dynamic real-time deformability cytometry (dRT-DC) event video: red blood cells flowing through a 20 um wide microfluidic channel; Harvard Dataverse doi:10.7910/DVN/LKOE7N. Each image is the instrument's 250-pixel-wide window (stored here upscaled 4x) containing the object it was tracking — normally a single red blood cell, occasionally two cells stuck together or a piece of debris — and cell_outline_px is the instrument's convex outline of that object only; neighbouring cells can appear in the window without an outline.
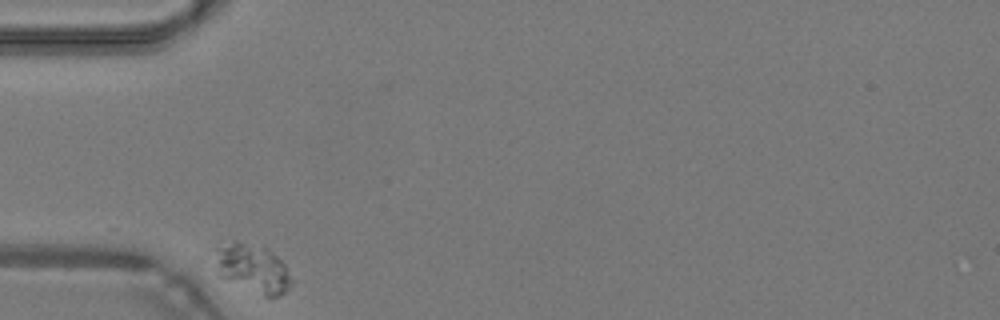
{"species": "common noctule bat (a hibernating species)", "species_latin": "Nyctalus noctula", "temperature_condition": "warm", "stored_images_in_passage": 31, "camera_frame_rate_fps": 3000, "um_per_image_px": 0.085, "animal": {"sex": "male", "body_mass_g": 19.2, "forearm_length_mm": 51.8}, "frame": {"image": 1, "passage_image": 1, "time_ms": 0.0, "image_size_px": [1000, 320], "cell_outline_px": [[296, 280], [280, 296], [268, 300], [216, 276], [216, 248], [232, 240], [240, 240], [264, 248], [272, 252], [284, 264]], "centroid_in_image_um": [21.49, 22.87], "position_along_channel_um": 63.5, "area_um2": 22.54}}
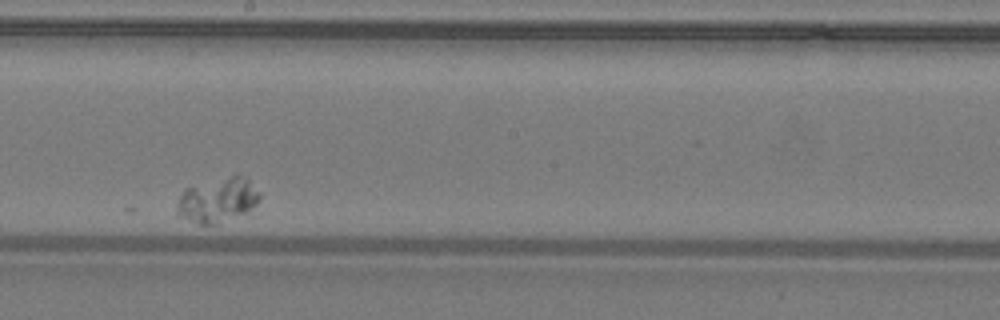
{"frame": {"image": 2, "passage_image": 17, "time_ms": 5.333, "image_size_px": [1000, 320], "cell_outline_px": [[260, 200], [256, 204], [244, 212], [216, 224], [200, 224], [176, 216], [176, 204], [184, 188], [236, 172], [244, 176], [260, 192]], "centroid_in_image_um": [18.47, 16.96], "position_along_channel_um": 229.7, "area_um2": 21.73}}
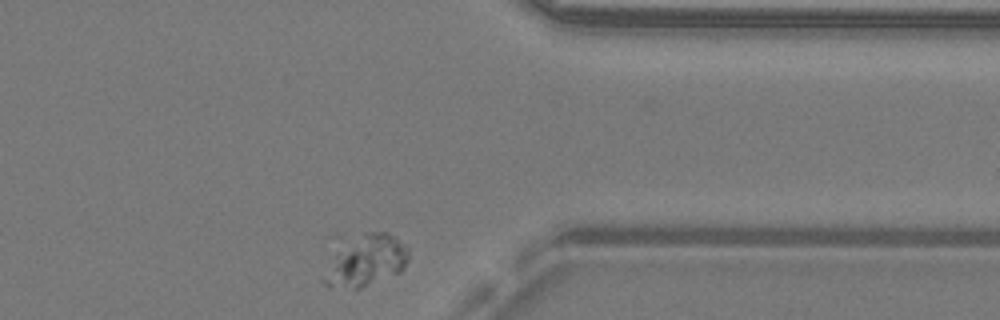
{"frame": {"image": 3, "passage_image": 31, "time_ms": 10.0, "image_size_px": [1000, 320], "cell_outline_px": [[408, 260], [404, 268], [400, 272], [360, 288], [328, 288], [320, 280], [336, 256], [364, 232], [384, 232], [408, 244]], "centroid_in_image_um": [31.18, 22.22], "position_along_channel_um": 380.2, "area_um2": 24.22}}